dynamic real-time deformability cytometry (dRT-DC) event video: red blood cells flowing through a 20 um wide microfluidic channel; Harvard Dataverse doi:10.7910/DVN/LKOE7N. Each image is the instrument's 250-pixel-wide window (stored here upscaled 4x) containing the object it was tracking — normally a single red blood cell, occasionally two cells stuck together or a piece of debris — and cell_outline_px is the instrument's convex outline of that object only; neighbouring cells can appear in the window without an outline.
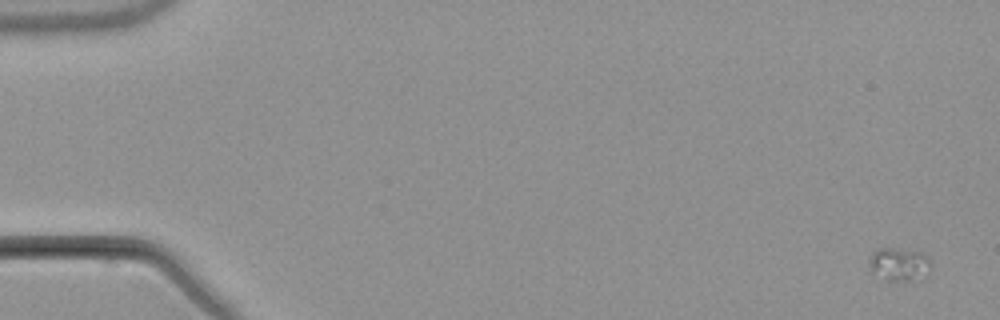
{"species": "common noctule bat (a hibernating species)", "species_latin": "Nyctalus noctula", "temperature_condition": "warm", "stored_images_in_passage": 4, "camera_frame_rate_fps": 3000, "um_per_image_px": 0.085, "animal": {"sex": "male", "body_mass_g": 21.5, "forearm_length_mm": 52.0}, "frame": {"image": 1, "passage_image": 1, "time_ms": 0.0, "image_size_px": [1000, 320], "cell_outline_px": [[932, 268], [920, 280], [884, 280], [872, 272], [868, 268], [868, 260], [872, 252], [876, 248], [892, 248], [924, 252], [932, 264]], "centroid_in_image_um": [76.42, 22.46], "position_along_channel_um": 8.6, "area_um2": 12.31}}